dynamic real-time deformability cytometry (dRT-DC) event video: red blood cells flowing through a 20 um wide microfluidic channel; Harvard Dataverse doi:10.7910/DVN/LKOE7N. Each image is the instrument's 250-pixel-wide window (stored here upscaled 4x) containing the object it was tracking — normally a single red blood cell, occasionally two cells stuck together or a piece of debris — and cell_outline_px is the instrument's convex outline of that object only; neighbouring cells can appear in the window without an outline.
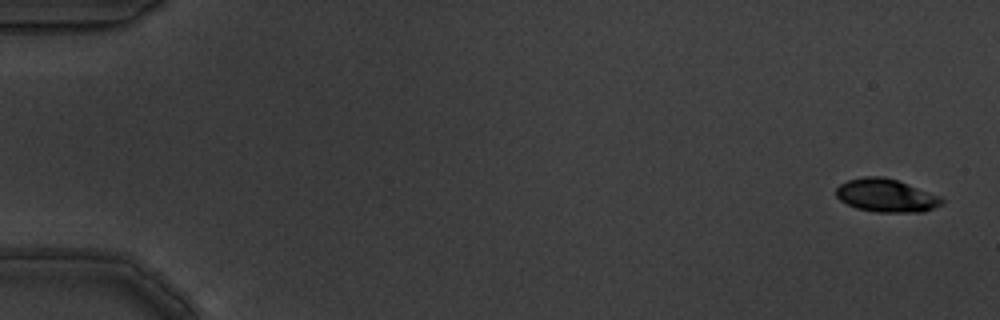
{"species": "common noctule bat (a hibernating species)", "species_latin": "Nyctalus noctula", "temperature_condition": "warm", "stored_images_in_passage": 5, "camera_frame_rate_fps": 3000, "um_per_image_px": 0.085, "animal": {"sex": "male", "body_mass_g": 19.5, "forearm_length_mm": 54.6}, "frame": {"image": 1, "passage_image": 1, "time_ms": 0.0, "image_size_px": [1000, 320], "cell_outline_px": [[944, 200], [940, 204], [924, 212], [876, 212], [856, 208], [840, 200], [836, 196], [836, 188], [840, 184], [848, 180], [864, 176], [884, 176], [896, 180], [940, 196]], "centroid_in_image_um": [75.29, 16.61], "position_along_channel_um": 9.7, "area_um2": 20.23}}
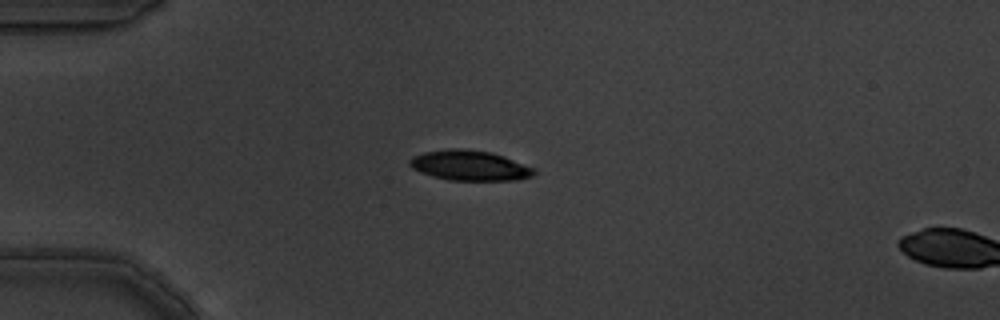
{"frame": {"image": 2, "passage_image": 4, "time_ms": 1.0, "image_size_px": [1000, 320], "cell_outline_px": [[536, 172], [532, 176], [516, 180], [448, 180], [432, 176], [420, 172], [412, 168], [408, 164], [408, 160], [412, 156], [424, 152], [448, 148], [460, 148], [492, 152], [504, 156], [536, 168]], "centroid_in_image_um": [39.91, 14.06], "position_along_channel_um": 45.1, "area_um2": 22.08}}